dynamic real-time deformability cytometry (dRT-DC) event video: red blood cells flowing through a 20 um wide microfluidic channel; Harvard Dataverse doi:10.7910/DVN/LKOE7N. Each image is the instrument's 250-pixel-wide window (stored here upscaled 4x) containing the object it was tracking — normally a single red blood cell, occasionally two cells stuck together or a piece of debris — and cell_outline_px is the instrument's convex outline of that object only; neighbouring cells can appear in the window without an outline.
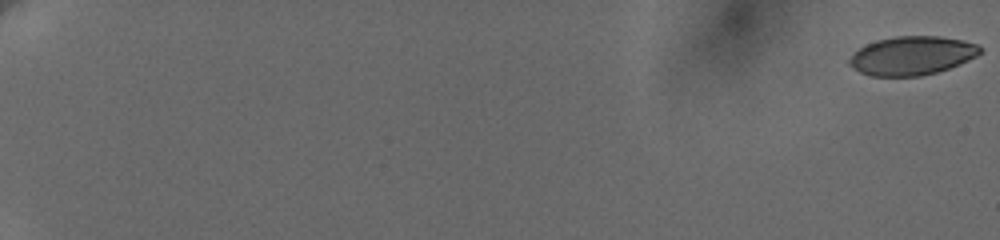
{"species": "human", "species_latin": "Homo sapiens", "temperature_condition": "cold", "stored_images_in_passage": 49, "camera_frame_rate_fps": 3000, "um_per_image_px": 0.085, "donor": {"sex": "female"}, "frame": {"image": 1, "passage_image": 1, "time_ms": 0.0, "image_size_px": [1000, 240], "cell_outline_px": [[980, 52], [976, 56], [968, 60], [948, 68], [936, 72], [920, 76], [872, 76], [860, 72], [848, 64], [848, 60], [860, 48], [876, 40], [896, 36], [940, 36], [960, 40], [976, 44], [980, 48]], "centroid_in_image_um": [77.49, 4.73], "position_along_channel_um": 7.5, "area_um2": 29.07}}
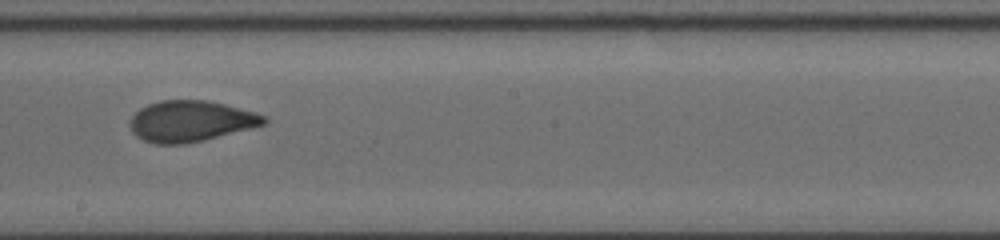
{"frame": {"image": 2, "passage_image": 28, "time_ms": 12.667, "image_size_px": [1000, 240], "cell_outline_px": [[268, 120], [264, 124], [252, 128], [204, 140], [184, 144], [156, 144], [144, 140], [136, 136], [132, 132], [128, 124], [132, 116], [140, 108], [148, 104], [160, 100], [208, 100], [256, 112], [268, 116]], "centroid_in_image_um": [16.21, 10.3], "position_along_channel_um": 232.0, "area_um2": 32.19}}
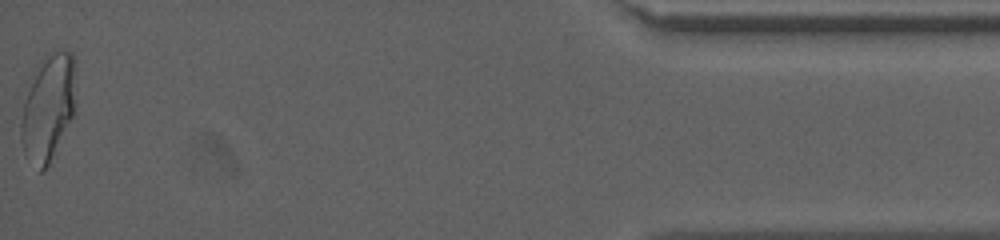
{"frame": {"image": 3, "passage_image": 49, "time_ms": 20.0, "image_size_px": [1000, 240], "cell_outline_px": [[76, 60], [72, 116], [48, 164], [40, 172], [24, 156], [20, 140], [20, 124], [24, 104], [32, 72], [40, 60], [48, 52], [72, 52]], "centroid_in_image_um": [4.05, 9.1], "position_along_channel_um": 431.2, "area_um2": 33.7}, "authors_computed_cell_mechanics": {"area_um2": 31.9056, "velocity_mm_per_s": 3.6603, "shape_relaxation_time_tau1_ms": null, "shape_relaxation_time_tau2_ms": 0.9227, "deformation_change_tau1": null, "deformation_change_tau2": 0.0586}}